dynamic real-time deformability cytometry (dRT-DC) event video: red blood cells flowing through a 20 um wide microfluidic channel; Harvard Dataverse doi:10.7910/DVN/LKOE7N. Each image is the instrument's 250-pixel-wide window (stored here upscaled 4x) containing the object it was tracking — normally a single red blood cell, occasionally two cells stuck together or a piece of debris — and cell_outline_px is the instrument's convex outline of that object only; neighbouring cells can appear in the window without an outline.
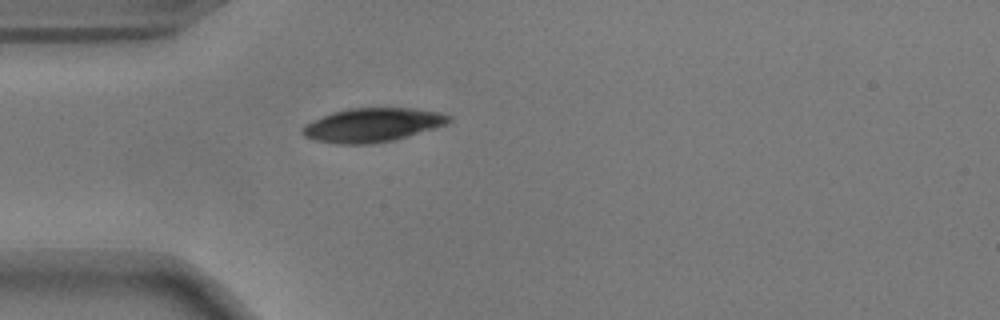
{"species": "common noctule bat (a hibernating species)", "species_latin": "Nyctalus noctula", "temperature_condition": "warm", "stored_images_in_passage": 40, "camera_frame_rate_fps": 3000, "um_per_image_px": 0.085, "animal": {"sex": "male", "body_mass_g": 17.9}, "frame": {"image": 1, "passage_image": 1, "time_ms": 0.0, "image_size_px": [1000, 320], "cell_outline_px": [[452, 120], [448, 124], [396, 140], [372, 144], [340, 144], [316, 140], [304, 136], [300, 132], [300, 128], [304, 124], [312, 120], [332, 112], [348, 108], [412, 108], [440, 112], [452, 116]], "centroid_in_image_um": [31.66, 10.62], "position_along_channel_um": 53.3, "area_um2": 29.25}}
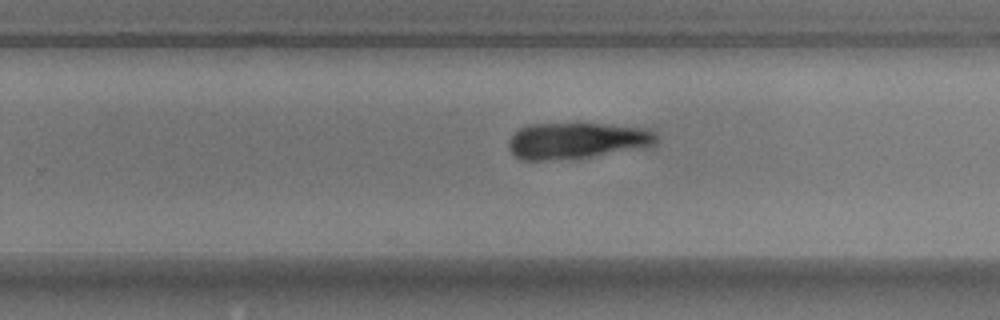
{"frame": {"image": 2, "passage_image": 20, "time_ms": 6.333, "image_size_px": [1000, 320], "cell_outline_px": [[656, 144], [648, 148], [580, 160], [520, 160], [512, 156], [508, 148], [508, 140], [520, 128], [528, 124], [612, 124], [648, 128], [656, 132]], "centroid_in_image_um": [49.09, 12.0], "position_along_channel_um": 280.7, "area_um2": 32.54}}
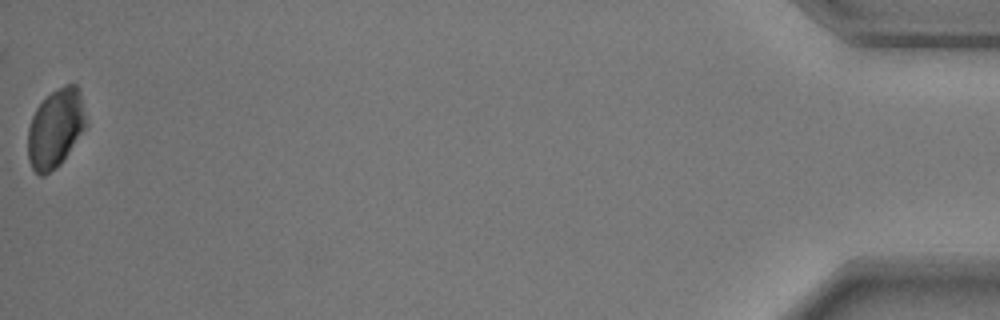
{"frame": {"image": 3, "passage_image": 40, "time_ms": 13.0, "image_size_px": [1000, 320], "cell_outline_px": [[84, 128], [60, 164], [56, 168], [44, 176], [40, 176], [32, 168], [28, 160], [28, 128], [32, 116], [36, 108], [52, 92], [64, 84], [76, 84], [80, 92], [84, 116]], "centroid_in_image_um": [4.67, 10.93], "position_along_channel_um": 430.5, "area_um2": 26.01}}